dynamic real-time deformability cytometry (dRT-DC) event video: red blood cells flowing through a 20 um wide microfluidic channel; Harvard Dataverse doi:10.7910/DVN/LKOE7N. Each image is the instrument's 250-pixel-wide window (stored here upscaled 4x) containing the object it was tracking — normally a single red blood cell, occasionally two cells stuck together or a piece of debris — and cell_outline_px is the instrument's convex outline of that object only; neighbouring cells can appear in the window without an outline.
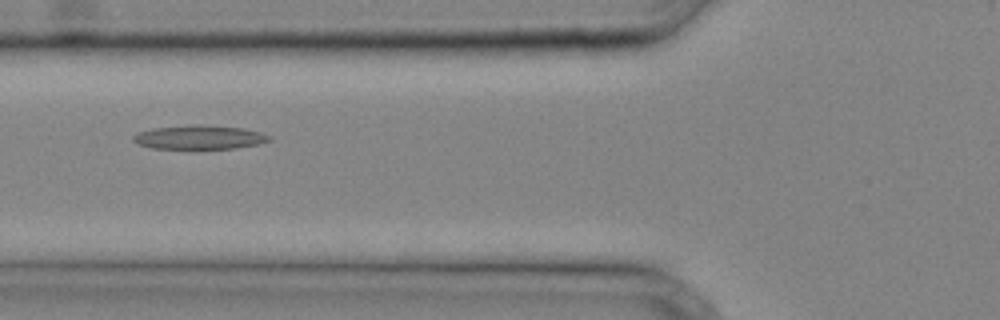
{"species": "common noctule bat (a hibernating species)", "species_latin": "Nyctalus noctula", "temperature_condition": "cold", "stored_images_in_passage": 26, "camera_frame_rate_fps": 3000, "um_per_image_px": 0.085, "animal": {"sex": "male", "body_mass_g": 20.4}, "frame": {"image": 1, "passage_image": 6, "time_ms": 1.667, "image_size_px": [1000, 320], "cell_outline_px": [[272, 140], [260, 144], [236, 148], [152, 148], [140, 144], [132, 140], [132, 136], [136, 132], [152, 128], [188, 124], [200, 124], [244, 128], [260, 132], [272, 136]], "centroid_in_image_um": [16.97, 11.65], "position_along_channel_um": 108.8, "area_um2": 19.19}}
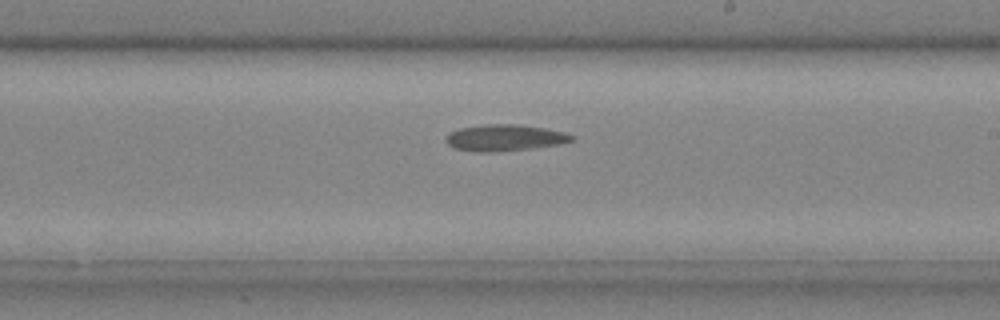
{"frame": {"image": 2, "passage_image": 14, "time_ms": 4.333, "image_size_px": [1000, 320], "cell_outline_px": [[576, 136], [572, 140], [560, 144], [532, 148], [496, 152], [476, 152], [452, 148], [444, 140], [448, 132], [460, 128], [488, 124], [516, 124], [544, 128], [564, 132]], "centroid_in_image_um": [42.86, 11.72], "position_along_channel_um": 246.1, "area_um2": 19.48}}
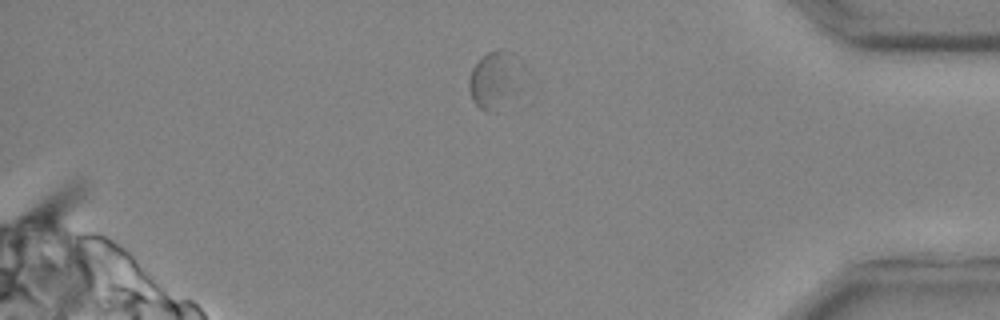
{"frame": {"image": 3, "passage_image": 24, "time_ms": 7.667, "image_size_px": [1000, 320], "cell_outline_px": [[524, 64], [520, 96], [500, 112], [488, 112], [480, 108], [472, 100], [468, 88], [468, 80], [472, 68], [488, 52], [496, 48], [504, 48], [512, 52]], "centroid_in_image_um": [42.18, 6.83], "position_along_channel_um": 393.0, "area_um2": 19.48}}